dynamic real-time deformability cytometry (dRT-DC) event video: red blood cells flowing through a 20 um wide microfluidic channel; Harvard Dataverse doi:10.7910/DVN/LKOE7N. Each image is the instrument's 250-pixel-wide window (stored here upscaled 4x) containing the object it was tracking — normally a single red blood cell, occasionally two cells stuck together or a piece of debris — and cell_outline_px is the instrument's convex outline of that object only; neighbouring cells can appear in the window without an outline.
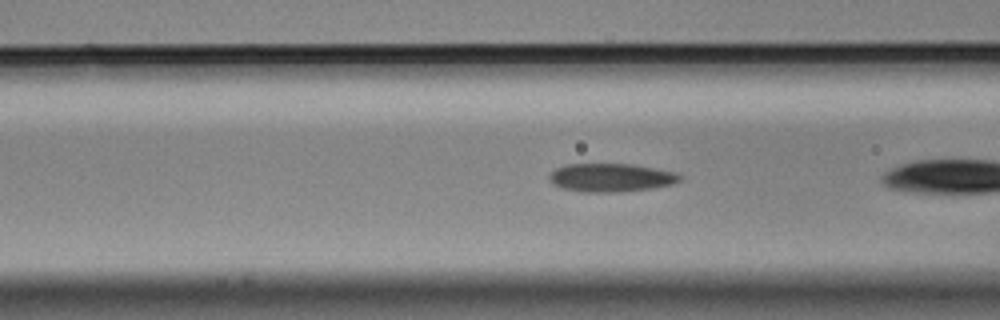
{"species": "Egyptian fruit bat (a non-hibernating species)", "species_latin": "Rousettus aegyptiacus", "temperature_condition": "cold", "stored_images_in_passage": 29, "camera_frame_rate_fps": 3000, "um_per_image_px": 0.085, "animal": {"sex": "male"}, "frame": {"image": 1, "passage_image": 5, "time_ms": 1.333, "image_size_px": [1000, 320], "cell_outline_px": [[684, 176], [680, 180], [672, 184], [652, 188], [620, 192], [584, 192], [564, 188], [556, 184], [548, 176], [556, 168], [564, 164], [632, 164], [676, 172]], "centroid_in_image_um": [51.98, 15.09], "position_along_channel_um": 114.6, "area_um2": 21.44}, "authors_computed_cell_mechanics": {"area_um2": 21.2126, "velocity_mm_per_s": 3.5101, "shape_relaxation_time_tau1_ms": null, "shape_relaxation_time_tau2_ms": 2.7572, "deformation_change_tau1": null, "deformation_change_tau2": 0.0877}}